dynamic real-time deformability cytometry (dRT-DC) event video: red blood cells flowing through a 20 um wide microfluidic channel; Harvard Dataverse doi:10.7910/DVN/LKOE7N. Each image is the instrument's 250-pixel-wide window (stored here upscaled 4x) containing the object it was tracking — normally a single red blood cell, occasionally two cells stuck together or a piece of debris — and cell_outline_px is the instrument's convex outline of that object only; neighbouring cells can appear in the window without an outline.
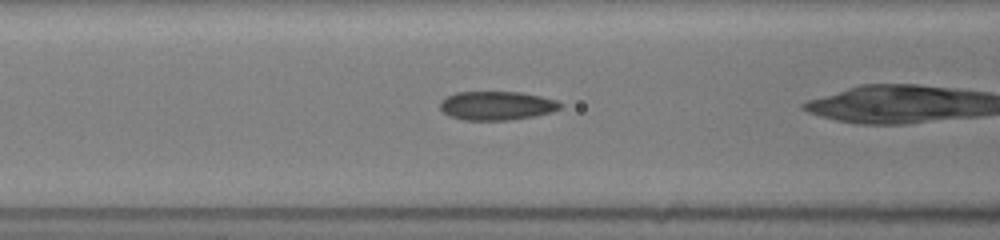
{"species": "common noctule bat (a hibernating species)", "species_latin": "Nyctalus noctula", "temperature_condition": "room temperature", "stored_images_in_passage": 20, "camera_frame_rate_fps": 3000, "um_per_image_px": 0.085, "animal": {"sex": "female", "body_mass_g": 19.5, "forearm_length_mm": 54.1}, "frame": {"image": 1, "passage_image": 18, "time_ms": 5.667, "image_size_px": [1000, 240], "cell_outline_px": [[564, 104], [560, 108], [552, 112], [536, 116], [508, 120], [464, 120], [448, 116], [440, 108], [440, 100], [444, 96], [456, 92], [520, 92], [540, 96], [556, 100]], "centroid_in_image_um": [42.2, 8.98], "position_along_channel_um": 124.4, "area_um2": 20.4}}